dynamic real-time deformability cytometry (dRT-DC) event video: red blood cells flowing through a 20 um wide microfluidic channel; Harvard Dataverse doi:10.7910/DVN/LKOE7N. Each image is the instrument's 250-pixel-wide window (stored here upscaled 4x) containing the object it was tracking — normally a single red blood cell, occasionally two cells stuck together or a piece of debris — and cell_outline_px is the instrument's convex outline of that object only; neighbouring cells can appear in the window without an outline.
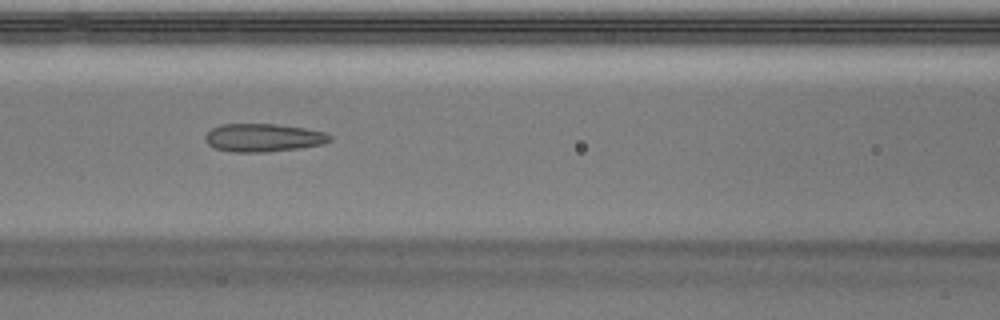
{"species": "Egyptian fruit bat (a non-hibernating species)", "species_latin": "Rousettus aegyptiacus", "temperature_condition": "warm", "stored_images_in_passage": 49, "camera_frame_rate_fps": 3000, "um_per_image_px": 0.085, "animal": {"sex": "male"}, "frame": {"image": 1, "passage_image": 22, "time_ms": 7.0, "image_size_px": [1000, 320], "cell_outline_px": [[332, 140], [324, 144], [300, 148], [264, 152], [232, 152], [216, 148], [208, 144], [204, 140], [204, 136], [212, 128], [220, 124], [276, 124], [304, 128], [324, 132], [332, 136]], "centroid_in_image_um": [22.38, 11.7], "position_along_channel_um": 144.2, "area_um2": 20.46}}